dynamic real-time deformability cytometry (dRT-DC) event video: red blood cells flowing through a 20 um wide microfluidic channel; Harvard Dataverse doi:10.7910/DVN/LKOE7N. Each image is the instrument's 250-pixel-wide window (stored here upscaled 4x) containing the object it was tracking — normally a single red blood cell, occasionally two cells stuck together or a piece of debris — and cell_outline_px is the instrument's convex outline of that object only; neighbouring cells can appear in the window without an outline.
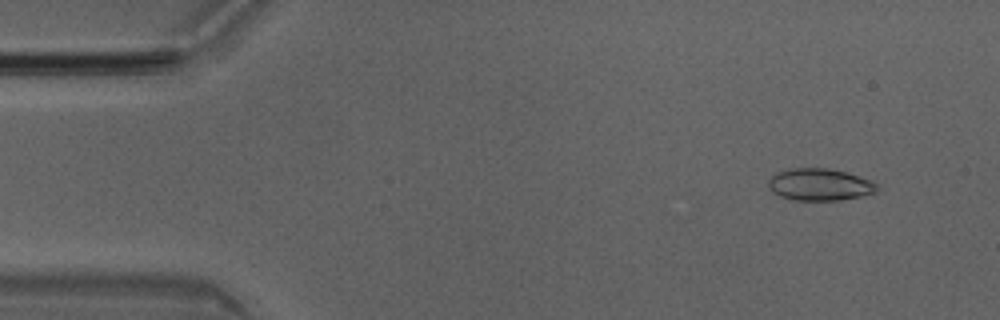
{"species": "Egyptian fruit bat (a non-hibernating species)", "species_latin": "Rousettus aegyptiacus", "temperature_condition": "room temperature", "stored_images_in_passage": 10, "camera_frame_rate_fps": 3000, "um_per_image_px": 0.085, "animal": {"sex": "male"}, "frame": {"image": 1, "passage_image": 4, "time_ms": 1.0, "image_size_px": [1000, 320], "cell_outline_px": [[876, 192], [860, 196], [840, 200], [792, 200], [780, 196], [772, 192], [768, 188], [768, 180], [776, 172], [792, 168], [828, 168], [860, 176], [872, 180], [876, 184]], "centroid_in_image_um": [69.64, 15.69], "position_along_channel_um": 15.4, "area_um2": 20.29}}